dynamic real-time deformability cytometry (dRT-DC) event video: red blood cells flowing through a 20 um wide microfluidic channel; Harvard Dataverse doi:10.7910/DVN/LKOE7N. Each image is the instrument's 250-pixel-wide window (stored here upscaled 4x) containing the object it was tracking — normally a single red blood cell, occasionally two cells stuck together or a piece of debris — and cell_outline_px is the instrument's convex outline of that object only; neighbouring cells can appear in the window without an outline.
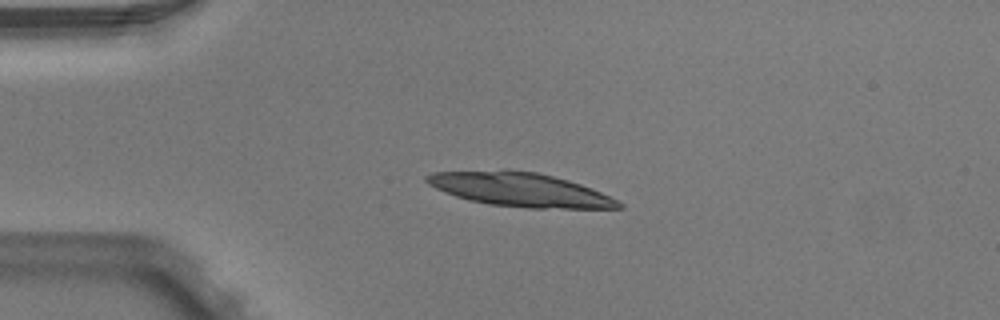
{"species": "Egyptian fruit bat (a non-hibernating species)", "species_latin": "Rousettus aegyptiacus", "temperature_condition": "warm", "stored_images_in_passage": 4, "camera_frame_rate_fps": 3000, "um_per_image_px": 0.085, "animal": {"sex": "male"}, "frame": {"image": 1, "passage_image": 3, "time_ms": 0.667, "image_size_px": [1000, 320], "cell_outline_px": [[624, 208], [528, 208], [488, 204], [468, 200], [444, 192], [428, 184], [424, 180], [424, 176], [432, 172], [536, 172], [568, 180], [580, 184], [600, 192], [624, 204]], "centroid_in_image_um": [44.21, 16.16], "position_along_channel_um": 40.8, "area_um2": 36.7}}